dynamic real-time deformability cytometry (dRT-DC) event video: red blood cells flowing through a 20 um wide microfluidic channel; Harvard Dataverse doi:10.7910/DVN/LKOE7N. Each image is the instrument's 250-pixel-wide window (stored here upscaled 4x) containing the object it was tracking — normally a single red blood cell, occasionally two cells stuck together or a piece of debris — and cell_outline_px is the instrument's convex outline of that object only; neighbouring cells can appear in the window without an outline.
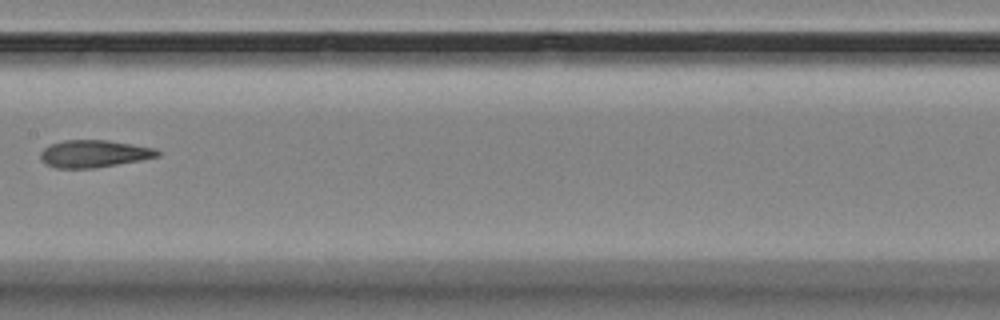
{"species": "Egyptian fruit bat (a non-hibernating species)", "species_latin": "Rousettus aegyptiacus", "temperature_condition": "room temperature", "stored_images_in_passage": 15, "camera_frame_rate_fps": 3000, "um_per_image_px": 0.085, "animal": {"sex": "female"}, "frame": {"image": 1, "passage_image": 7, "time_ms": 8.333, "image_size_px": [1000, 320], "cell_outline_px": [[160, 156], [140, 160], [92, 168], [56, 168], [44, 164], [40, 160], [40, 152], [44, 148], [52, 144], [64, 140], [108, 140], [156, 148], [160, 152]], "centroid_in_image_um": [7.97, 13.06], "position_along_channel_um": 199.4, "area_um2": 18.61}}
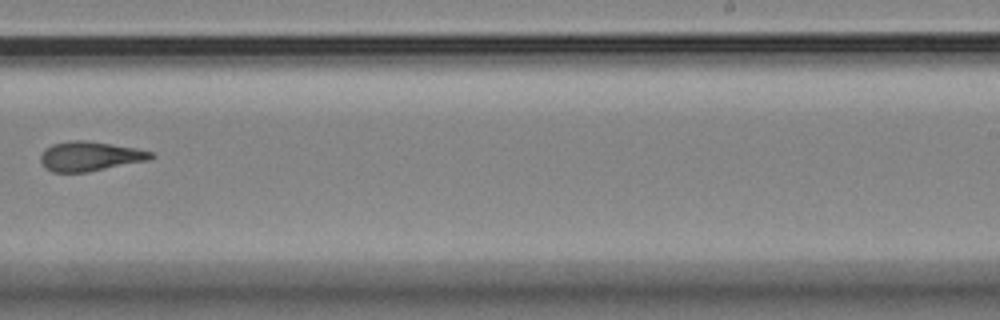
{"frame": {"image": 2, "passage_image": 9, "time_ms": 10.667, "image_size_px": [1000, 320], "cell_outline_px": [[156, 156], [148, 160], [88, 172], [52, 172], [44, 168], [40, 160], [40, 156], [44, 148], [52, 144], [72, 140], [84, 140], [136, 148], [152, 152]], "centroid_in_image_um": [7.61, 13.28], "position_along_channel_um": 281.4, "area_um2": 19.02}}
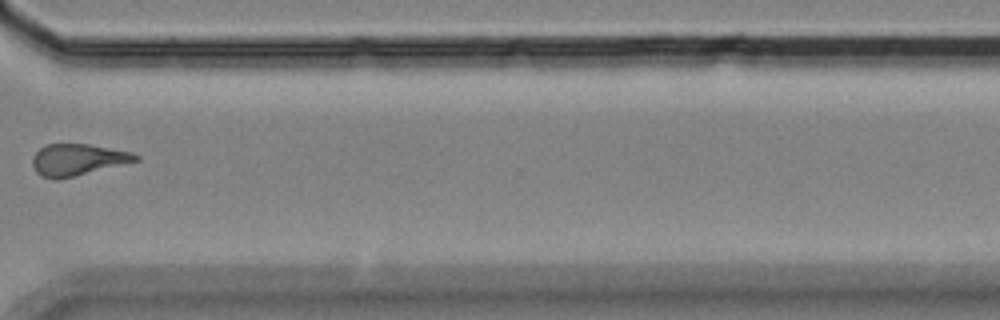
{"frame": {"image": 3, "passage_image": 11, "time_ms": 13.0, "image_size_px": [1000, 320], "cell_outline_px": [[140, 160], [76, 176], [56, 180], [52, 180], [40, 176], [36, 172], [32, 164], [32, 156], [44, 144], [88, 144], [132, 152], [140, 156]], "centroid_in_image_um": [6.58, 13.58], "position_along_channel_um": 364.0, "area_um2": 19.19}, "authors_computed_cell_mechanics": {"area_um2": 19.363, "velocity_mm_per_s": 3.5413, "shape_relaxation_time_tau1_ms": null, "shape_relaxation_time_tau2_ms": 4.129, "deformation_change_tau1": null, "deformation_change_tau2": 0.1158}}